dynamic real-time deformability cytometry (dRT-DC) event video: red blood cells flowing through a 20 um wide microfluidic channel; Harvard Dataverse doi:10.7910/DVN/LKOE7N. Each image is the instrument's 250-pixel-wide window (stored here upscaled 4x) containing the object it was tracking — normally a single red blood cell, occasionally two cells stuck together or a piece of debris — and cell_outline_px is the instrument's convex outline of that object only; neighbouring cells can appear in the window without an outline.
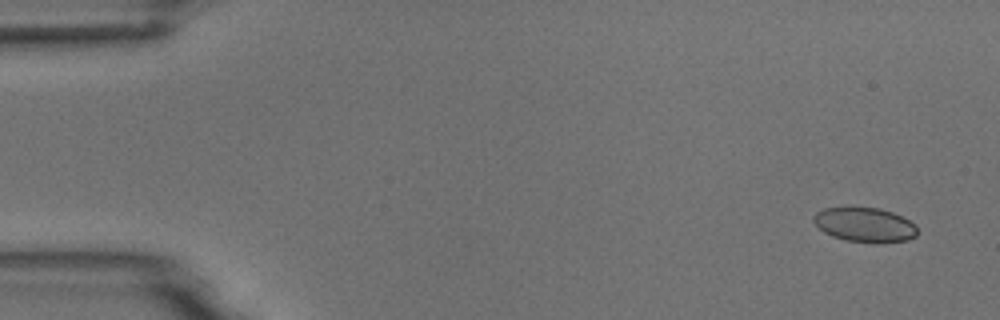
{"species": "common noctule bat (a hibernating species)", "species_latin": "Nyctalus noctula", "temperature_condition": "room temperature", "stored_images_in_passage": 4, "camera_frame_rate_fps": 3000, "um_per_image_px": 0.085, "animal": {"sex": "male", "body_mass_g": 18.8}, "frame": {"image": 1, "passage_image": 1, "time_ms": 0.0, "image_size_px": [1000, 320], "cell_outline_px": [[916, 236], [908, 240], [880, 244], [872, 244], [844, 240], [832, 236], [824, 232], [812, 220], [812, 216], [816, 212], [824, 208], [848, 204], [880, 208], [892, 212], [916, 224]], "centroid_in_image_um": [73.47, 19.08], "position_along_channel_um": 11.5, "area_um2": 21.85}}
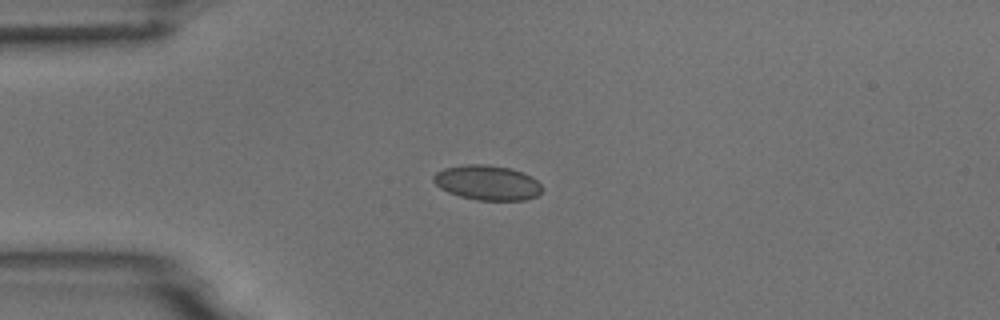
{"frame": {"image": 2, "passage_image": 4, "time_ms": 3.667, "image_size_px": [1000, 320], "cell_outline_px": [[544, 188], [536, 196], [524, 200], [476, 200], [460, 196], [448, 192], [440, 188], [432, 180], [432, 176], [436, 172], [444, 168], [464, 164], [484, 164], [512, 168], [524, 172], [532, 176]], "centroid_in_image_um": [41.42, 15.52], "position_along_channel_um": 43.6, "area_um2": 22.25}}